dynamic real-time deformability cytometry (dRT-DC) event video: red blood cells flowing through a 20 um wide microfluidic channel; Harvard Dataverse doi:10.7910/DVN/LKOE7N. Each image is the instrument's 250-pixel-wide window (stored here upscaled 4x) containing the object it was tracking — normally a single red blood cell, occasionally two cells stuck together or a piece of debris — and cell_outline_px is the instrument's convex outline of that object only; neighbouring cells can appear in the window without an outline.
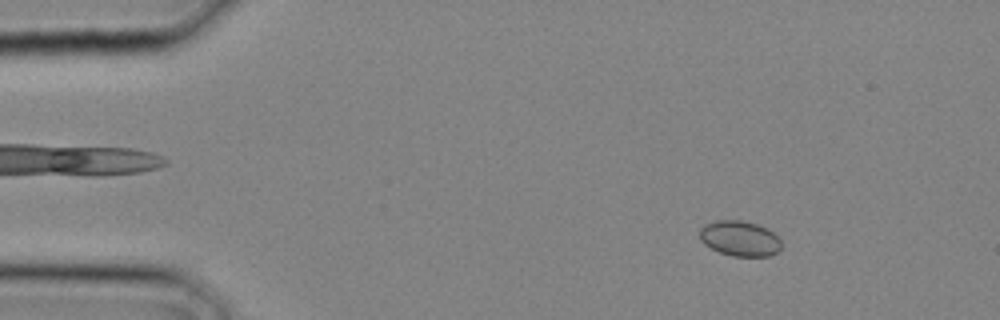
{"species": "common noctule bat (a hibernating species)", "species_latin": "Nyctalus noctula", "temperature_condition": "cold", "stored_images_in_passage": 15, "camera_frame_rate_fps": 3000, "um_per_image_px": 0.085, "animal": {"sex": "male", "body_mass_g": 20.4}, "frame": {"image": 1, "passage_image": 3, "time_ms": 0.667, "image_size_px": [1000, 320], "cell_outline_px": [[780, 252], [768, 256], [732, 256], [720, 252], [704, 244], [700, 240], [700, 228], [704, 224], [716, 220], [740, 220], [756, 224], [768, 228], [780, 240]], "centroid_in_image_um": [62.87, 20.27], "position_along_channel_um": 22.1, "area_um2": 16.82}}
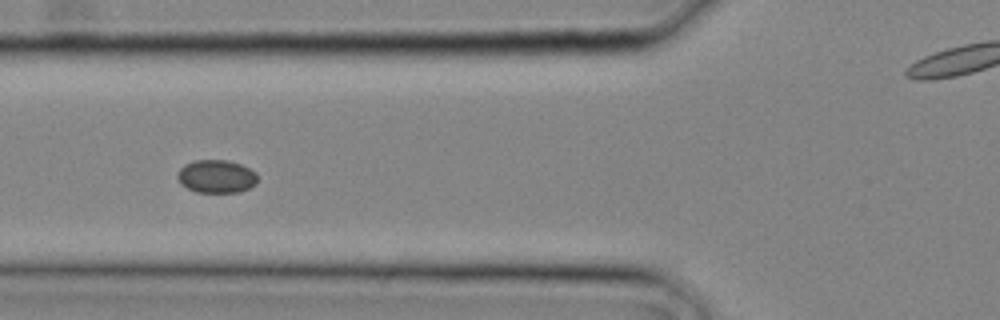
{"frame": {"image": 2, "passage_image": 10, "time_ms": 3.0, "image_size_px": [1000, 320], "cell_outline_px": [[256, 184], [240, 192], [196, 192], [180, 184], [176, 176], [180, 168], [184, 164], [196, 160], [228, 160], [240, 164], [256, 172]], "centroid_in_image_um": [18.37, 14.99], "position_along_channel_um": 107.4, "area_um2": 15.43}}
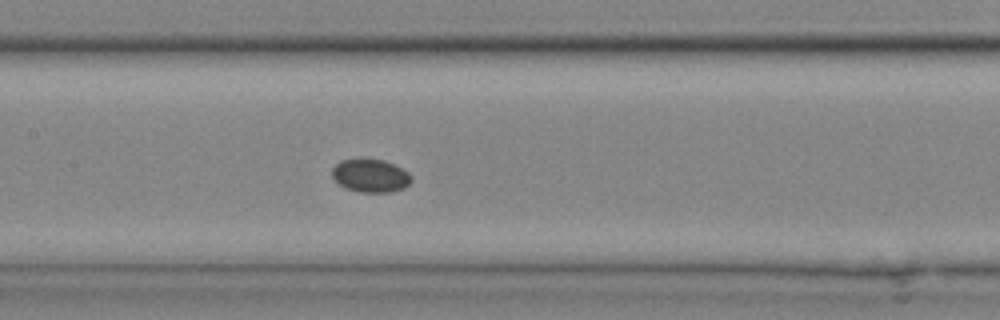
{"frame": {"image": 3, "passage_image": 13, "time_ms": 4.0, "image_size_px": [1000, 320], "cell_outline_px": [[412, 180], [404, 188], [388, 192], [360, 192], [344, 188], [332, 176], [332, 168], [340, 160], [360, 156], [364, 156], [384, 160], [408, 172], [412, 176]], "centroid_in_image_um": [31.46, 14.88], "position_along_channel_um": 175.9, "area_um2": 15.72}}